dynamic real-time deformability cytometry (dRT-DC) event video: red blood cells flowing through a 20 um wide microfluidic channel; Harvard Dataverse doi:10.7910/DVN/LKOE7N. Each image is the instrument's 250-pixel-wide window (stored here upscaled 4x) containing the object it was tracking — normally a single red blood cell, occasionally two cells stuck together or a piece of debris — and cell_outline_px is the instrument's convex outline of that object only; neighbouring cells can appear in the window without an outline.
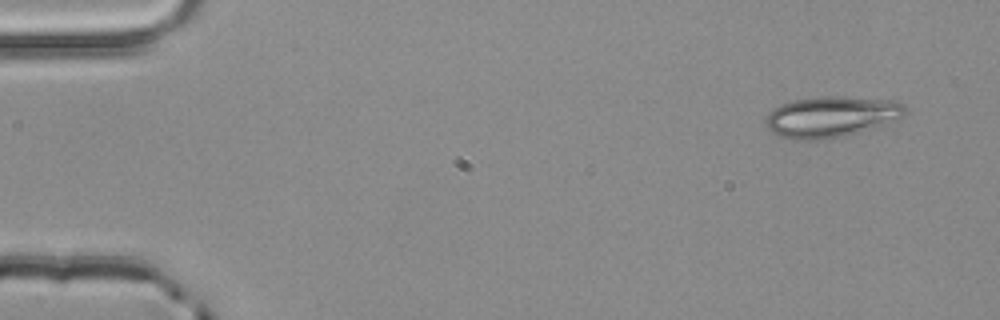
{"species": "common noctule bat (a hibernating species)", "species_latin": "Nyctalus noctula", "temperature_condition": "room temperature", "stored_images_in_passage": 4, "camera_frame_rate_fps": 3000, "um_per_image_px": 0.085, "animal": {"sex": "male", "body_mass_g": 20.4}, "frame": {"image": 1, "passage_image": 1, "time_ms": 0.0, "image_size_px": [1000, 320], "cell_outline_px": [[908, 112], [900, 120], [844, 136], [816, 140], [792, 140], [780, 136], [772, 132], [764, 124], [764, 120], [780, 104], [792, 100], [816, 96], [836, 96], [892, 100], [904, 104]], "centroid_in_image_um": [70.68, 9.92], "position_along_channel_um": 14.3, "area_um2": 33.52}}